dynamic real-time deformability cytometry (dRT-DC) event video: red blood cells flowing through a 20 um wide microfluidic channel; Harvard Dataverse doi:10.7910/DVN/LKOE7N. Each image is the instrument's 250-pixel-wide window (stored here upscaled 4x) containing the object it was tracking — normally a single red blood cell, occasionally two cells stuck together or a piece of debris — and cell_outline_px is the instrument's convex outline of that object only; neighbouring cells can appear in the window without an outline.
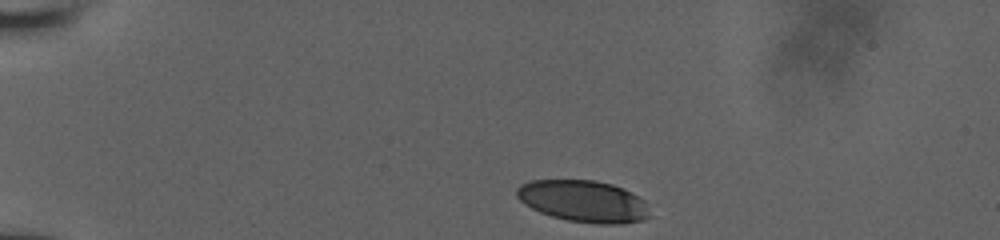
{"species": "human", "species_latin": "Homo sapiens", "temperature_condition": "room temperature", "stored_images_in_passage": 36, "camera_frame_rate_fps": 3000, "um_per_image_px": 0.085, "donor": {"sex": "male"}, "frame": {"image": 1, "passage_image": 1, "time_ms": 0.0, "image_size_px": [1000, 240], "cell_outline_px": [[652, 216], [644, 220], [620, 224], [600, 224], [568, 220], [552, 216], [540, 212], [524, 204], [516, 196], [516, 188], [520, 184], [532, 180], [596, 180], [612, 184], [624, 188], [632, 192], [644, 200]], "centroid_in_image_um": [49.62, 17.1], "position_along_channel_um": 35.4, "area_um2": 32.6}}
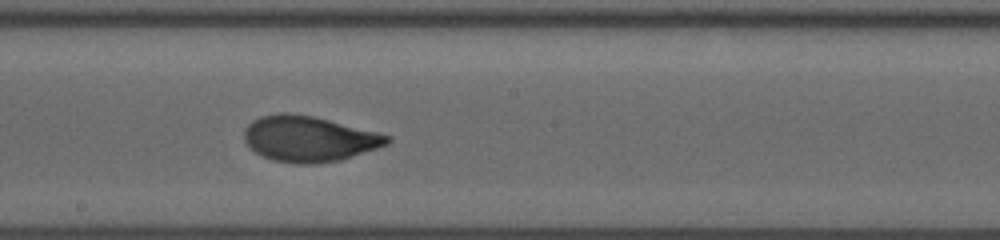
{"frame": {"image": 2, "passage_image": 21, "time_ms": 6.667, "image_size_px": [1000, 240], "cell_outline_px": [[392, 140], [388, 144], [340, 160], [316, 164], [292, 164], [272, 160], [256, 152], [244, 140], [244, 128], [252, 120], [260, 116], [280, 112], [288, 112], [316, 116], [392, 136]], "centroid_in_image_um": [26.25, 11.79], "position_along_channel_um": 221.9, "area_um2": 38.26}}
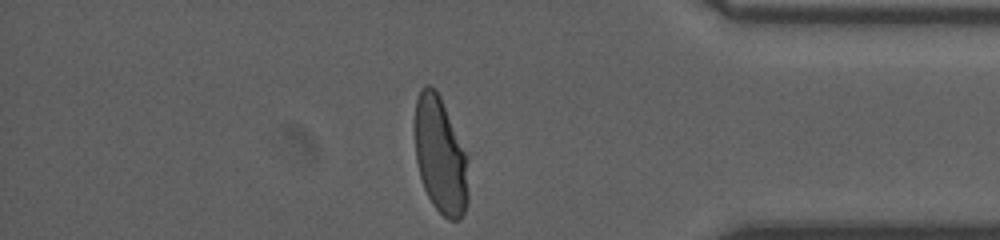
{"frame": {"image": 3, "passage_image": 36, "time_ms": 11.667, "image_size_px": [1000, 240], "cell_outline_px": [[468, 200], [464, 212], [460, 220], [448, 220], [432, 204], [424, 188], [420, 176], [416, 160], [416, 100], [420, 88], [424, 84], [428, 84], [436, 88], [440, 96], [468, 156]], "centroid_in_image_um": [37.45, 13.22], "position_along_channel_um": 397.7, "area_um2": 36.47}, "authors_computed_cell_mechanics": {"area_um2": 37.0787, "velocity_mm_per_s": 3.9198, "shape_relaxation_time_tau1_ms": 3.6611, "shape_relaxation_time_tau2_ms": null, "deformation_change_tau1": 0.176, "deformation_change_tau2": null}}